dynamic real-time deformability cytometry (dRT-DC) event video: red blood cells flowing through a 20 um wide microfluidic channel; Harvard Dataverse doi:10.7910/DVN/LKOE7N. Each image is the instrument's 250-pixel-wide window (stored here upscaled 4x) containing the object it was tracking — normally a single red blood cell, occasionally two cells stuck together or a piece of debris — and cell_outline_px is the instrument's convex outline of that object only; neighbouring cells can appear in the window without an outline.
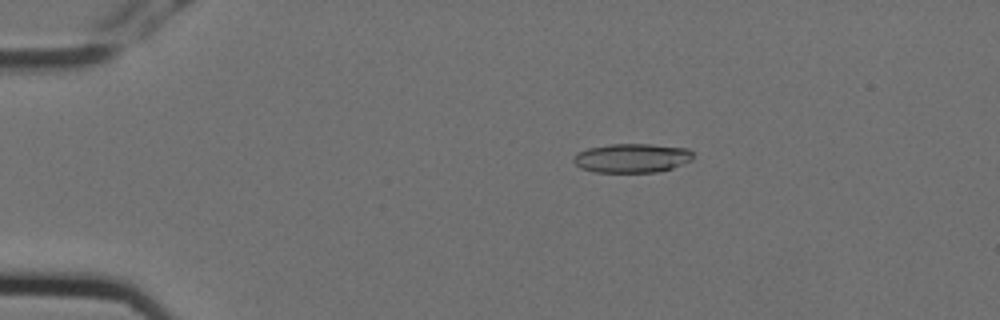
{"species": "Egyptian fruit bat (a non-hibernating species)", "species_latin": "Rousettus aegyptiacus", "temperature_condition": "cold", "stored_images_in_passage": 6, "camera_frame_rate_fps": 3000, "um_per_image_px": 0.085, "animal": {"sex": "female"}, "frame": {"image": 1, "passage_image": 3, "time_ms": 0.667, "image_size_px": [1000, 320], "cell_outline_px": [[692, 160], [672, 168], [656, 172], [596, 172], [580, 168], [572, 160], [572, 156], [576, 152], [588, 148], [608, 144], [652, 144], [688, 148], [692, 152]], "centroid_in_image_um": [53.68, 13.43], "position_along_channel_um": 31.3, "area_um2": 20.4}}
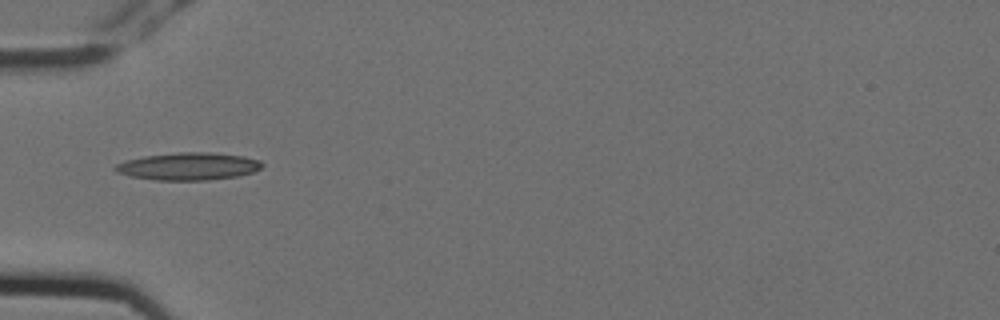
{"frame": {"image": 2, "passage_image": 5, "time_ms": 1.333, "image_size_px": [1000, 320], "cell_outline_px": [[264, 164], [260, 168], [252, 172], [236, 176], [208, 180], [156, 180], [128, 176], [116, 172], [112, 168], [116, 164], [124, 160], [144, 156], [176, 152], [212, 152], [244, 156], [260, 160]], "centroid_in_image_um": [15.97, 14.13], "position_along_channel_um": 69.0, "area_um2": 23.7}}
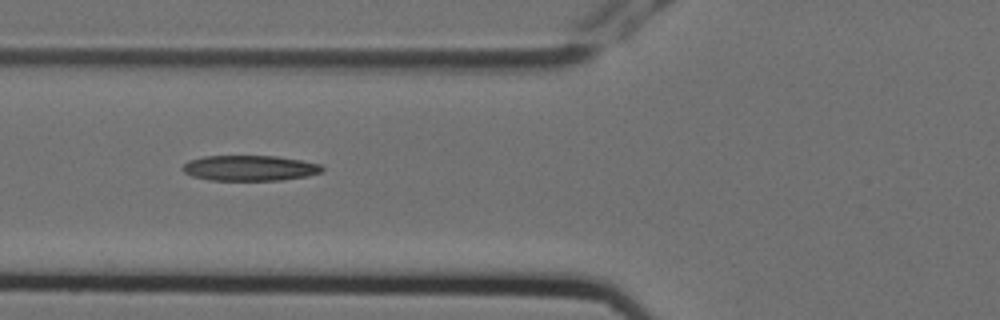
{"frame": {"image": 3, "passage_image": 6, "time_ms": 1.667, "image_size_px": [1000, 320], "cell_outline_px": [[324, 172], [308, 176], [280, 180], [208, 180], [192, 176], [184, 172], [180, 168], [188, 160], [204, 156], [276, 156], [300, 160], [320, 164], [324, 168]], "centroid_in_image_um": [21.22, 14.29], "position_along_channel_um": 104.6, "area_um2": 20.81}}